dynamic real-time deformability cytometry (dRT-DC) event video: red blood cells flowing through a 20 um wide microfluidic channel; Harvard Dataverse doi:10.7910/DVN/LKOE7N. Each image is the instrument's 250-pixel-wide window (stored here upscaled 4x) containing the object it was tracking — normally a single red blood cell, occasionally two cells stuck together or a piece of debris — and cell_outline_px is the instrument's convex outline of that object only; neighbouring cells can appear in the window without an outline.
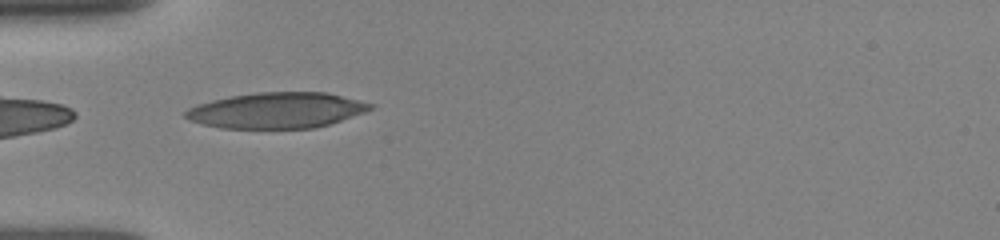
{"species": "human", "species_latin": "Homo sapiens", "temperature_condition": "room temperature", "stored_images_in_passage": 36, "camera_frame_rate_fps": 3000, "um_per_image_px": 0.085, "donor": {"sex": "female"}, "frame": {"image": 1, "passage_image": 1, "time_ms": 0.0, "image_size_px": [1000, 240], "cell_outline_px": [[372, 104], [368, 108], [360, 112], [328, 124], [308, 128], [228, 128], [208, 124], [192, 120], [184, 116], [184, 112], [192, 108], [216, 100], [236, 96], [268, 92], [324, 92]], "centroid_in_image_um": [23.52, 9.38], "position_along_channel_um": 61.5, "area_um2": 36.53}}
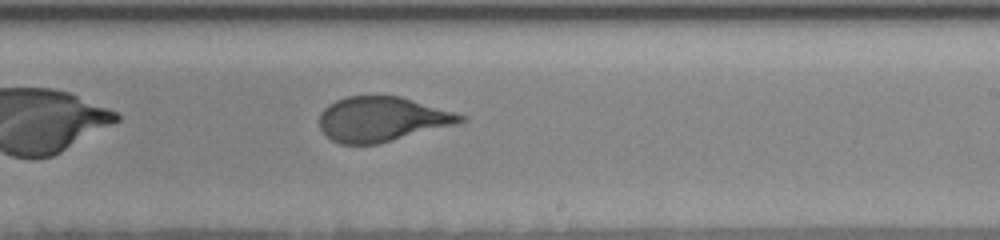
{"frame": {"image": 2, "passage_image": 16, "time_ms": 5.0, "image_size_px": [1000, 240], "cell_outline_px": [[464, 120], [388, 140], [372, 144], [344, 144], [332, 140], [320, 128], [320, 116], [336, 100], [348, 96], [396, 96], [464, 116]], "centroid_in_image_um": [32.33, 10.12], "position_along_channel_um": 256.7, "area_um2": 34.51}}
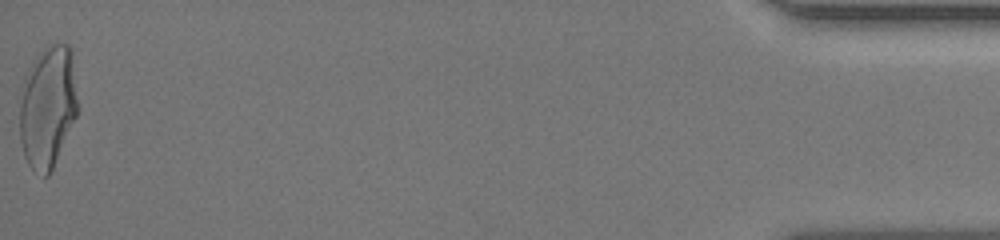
{"frame": {"image": 3, "passage_image": 36, "time_ms": 11.667, "image_size_px": [1000, 240], "cell_outline_px": [[76, 116], [52, 168], [48, 176], [44, 176], [20, 132], [20, 112], [24, 92], [32, 72], [40, 60], [56, 44], [64, 44], [68, 48], [76, 100]], "centroid_in_image_um": [4.14, 9.12], "position_along_channel_um": 431.1, "area_um2": 35.72}, "authors_computed_cell_mechanics": {"area_um2": 35.2869, "velocity_mm_per_s": 3.9524, "shape_relaxation_time_tau1_ms": 3.8727, "shape_relaxation_time_tau2_ms": null, "deformation_change_tau1": 0.189, "deformation_change_tau2": null}}